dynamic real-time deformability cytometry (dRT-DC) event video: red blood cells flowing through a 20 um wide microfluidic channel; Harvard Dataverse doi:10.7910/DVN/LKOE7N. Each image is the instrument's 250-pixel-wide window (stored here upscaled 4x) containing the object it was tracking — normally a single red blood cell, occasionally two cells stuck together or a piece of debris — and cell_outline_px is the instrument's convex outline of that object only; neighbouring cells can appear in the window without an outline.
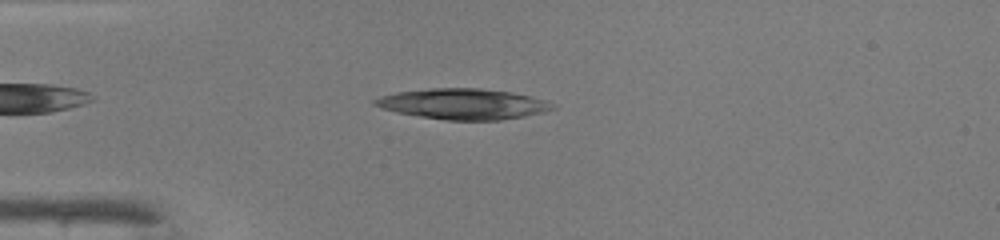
{"species": "common noctule bat (a hibernating species)", "species_latin": "Nyctalus noctula", "temperature_condition": "warm", "stored_images_in_passage": 40, "camera_frame_rate_fps": 3000, "um_per_image_px": 0.085, "animal": {"sex": "male", "body_mass_g": 19.0, "forearm_length_mm": 50.8}, "frame": {"image": 1, "passage_image": 5, "time_ms": 1.333, "image_size_px": [1000, 240], "cell_outline_px": [[556, 108], [544, 112], [524, 116], [500, 120], [444, 120], [396, 112], [372, 104], [372, 100], [380, 96], [396, 92], [432, 88], [480, 88], [512, 92], [544, 100], [556, 104]], "centroid_in_image_um": [39.37, 8.83], "position_along_channel_um": 45.6, "area_um2": 31.67}}
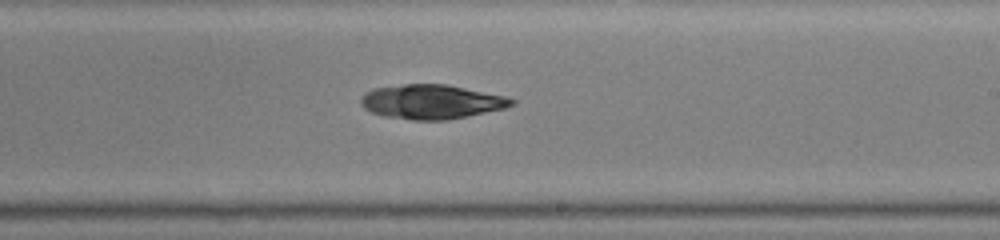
{"frame": {"image": 2, "passage_image": 21, "time_ms": 6.667, "image_size_px": [1000, 240], "cell_outline_px": [[516, 104], [504, 108], [448, 120], [412, 120], [384, 116], [372, 112], [364, 108], [360, 104], [360, 100], [364, 92], [372, 88], [404, 84], [448, 84], [504, 96], [516, 100]], "centroid_in_image_um": [36.65, 8.64], "position_along_channel_um": 252.4, "area_um2": 30.23}}
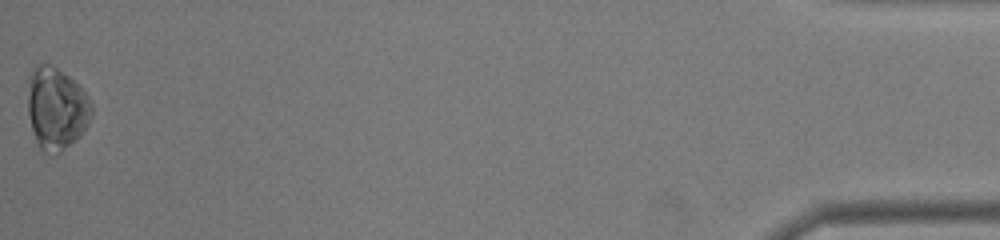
{"frame": {"image": 3, "passage_image": 40, "time_ms": 13.0, "image_size_px": [1000, 240], "cell_outline_px": [[92, 116], [88, 124], [80, 136], [76, 140], [56, 156], [52, 156], [44, 152], [40, 148], [36, 140], [32, 128], [28, 112], [28, 76], [32, 68], [36, 64], [52, 64], [80, 84], [84, 88], [92, 104]], "centroid_in_image_um": [4.81, 9.21], "position_along_channel_um": 430.4, "area_um2": 31.21}}